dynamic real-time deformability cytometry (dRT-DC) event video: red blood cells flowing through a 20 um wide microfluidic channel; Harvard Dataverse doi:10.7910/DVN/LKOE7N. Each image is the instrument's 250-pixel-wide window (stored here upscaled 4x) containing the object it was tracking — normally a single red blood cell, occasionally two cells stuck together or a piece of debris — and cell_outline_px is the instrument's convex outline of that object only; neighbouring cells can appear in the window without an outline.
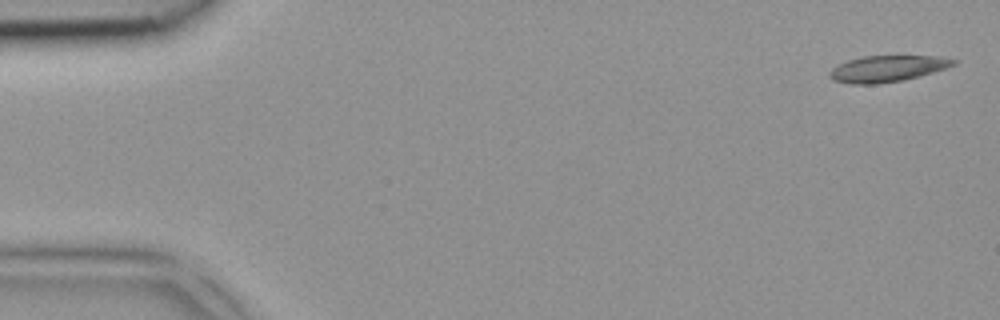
{"species": "common noctule bat (a hibernating species)", "species_latin": "Nyctalus noctula", "temperature_condition": "room temperature", "stored_images_in_passage": 5, "camera_frame_rate_fps": 3000, "um_per_image_px": 0.085, "animal": {"sex": "female", "body_mass_g": 18.4}, "frame": {"image": 1, "passage_image": 1, "time_ms": 0.0, "image_size_px": [1000, 320], "cell_outline_px": [[956, 64], [920, 76], [904, 80], [876, 84], [852, 84], [832, 80], [828, 76], [828, 72], [832, 68], [848, 60], [864, 56], [940, 56], [956, 60]], "centroid_in_image_um": [75.39, 5.84], "position_along_channel_um": 9.6, "area_um2": 18.9}}
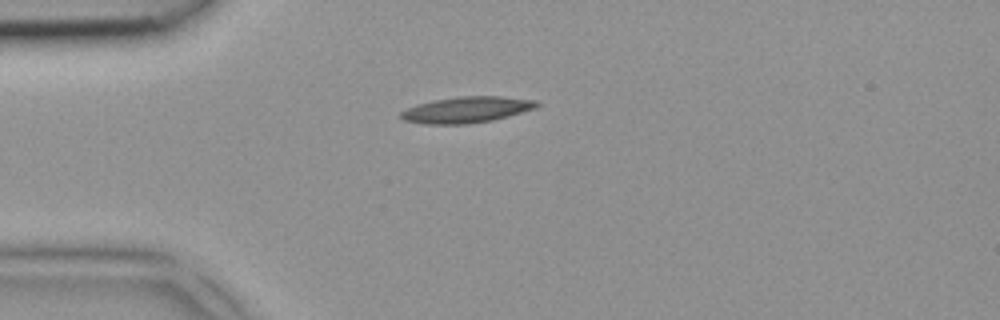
{"frame": {"image": 2, "passage_image": 4, "time_ms": 1.0, "image_size_px": [1000, 320], "cell_outline_px": [[540, 104], [536, 108], [508, 116], [492, 120], [468, 124], [424, 124], [404, 120], [400, 116], [400, 112], [416, 104], [432, 100], [456, 96], [500, 96], [536, 100]], "centroid_in_image_um": [39.65, 9.32], "position_along_channel_um": 45.3, "area_um2": 20.75}}